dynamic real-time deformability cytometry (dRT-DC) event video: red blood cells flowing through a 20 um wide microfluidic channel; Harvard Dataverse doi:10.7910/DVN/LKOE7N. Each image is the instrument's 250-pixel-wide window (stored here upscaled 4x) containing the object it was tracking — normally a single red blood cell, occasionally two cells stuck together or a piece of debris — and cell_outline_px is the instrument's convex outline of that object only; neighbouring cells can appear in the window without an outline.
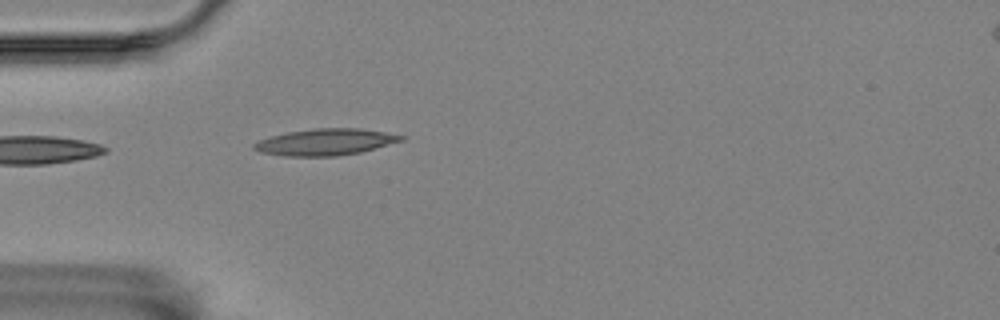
{"species": "Egyptian fruit bat (a non-hibernating species)", "species_latin": "Rousettus aegyptiacus", "temperature_condition": "room temperature", "stored_images_in_passage": 1, "camera_frame_rate_fps": 3000, "um_per_image_px": 0.085, "animal": {"sex": "female"}, "frame": {"image": 1, "passage_image": 1, "time_ms": 0.0, "image_size_px": [1000, 320], "cell_outline_px": [[404, 140], [360, 152], [336, 156], [284, 156], [260, 152], [252, 148], [252, 144], [260, 140], [272, 136], [288, 132], [316, 128], [360, 128], [384, 132], [404, 136]], "centroid_in_image_um": [27.64, 12.07], "position_along_channel_um": 57.4, "area_um2": 22.54}}